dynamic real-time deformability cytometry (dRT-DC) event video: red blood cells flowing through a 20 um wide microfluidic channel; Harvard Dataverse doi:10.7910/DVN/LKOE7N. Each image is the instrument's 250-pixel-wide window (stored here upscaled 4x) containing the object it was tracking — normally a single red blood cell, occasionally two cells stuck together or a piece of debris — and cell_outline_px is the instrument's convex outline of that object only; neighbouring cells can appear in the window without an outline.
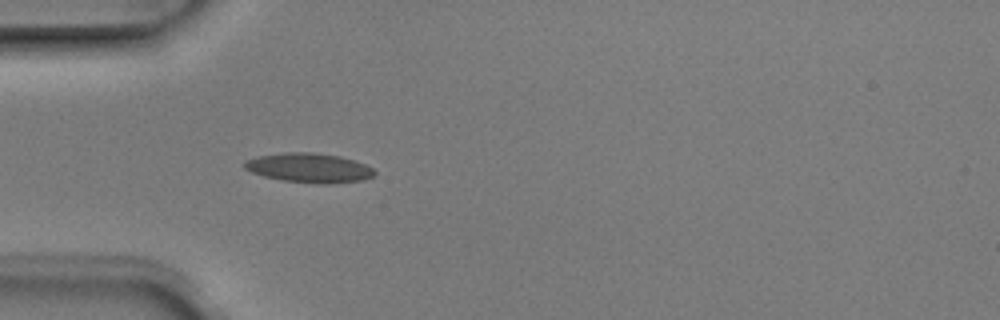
{"species": "Egyptian fruit bat (a non-hibernating species)", "species_latin": "Rousettus aegyptiacus", "temperature_condition": "room temperature", "stored_images_in_passage": 4, "camera_frame_rate_fps": 3000, "um_per_image_px": 0.085, "animal": {"sex": "male"}, "frame": {"image": 1, "passage_image": 4, "time_ms": 1.0, "image_size_px": [1000, 320], "cell_outline_px": [[376, 172], [372, 176], [364, 180], [328, 184], [316, 184], [284, 180], [264, 176], [252, 172], [244, 168], [244, 164], [248, 160], [260, 156], [284, 152], [312, 152], [340, 156], [364, 164], [372, 168]], "centroid_in_image_um": [26.3, 14.27], "position_along_channel_um": 58.7, "area_um2": 22.08}}